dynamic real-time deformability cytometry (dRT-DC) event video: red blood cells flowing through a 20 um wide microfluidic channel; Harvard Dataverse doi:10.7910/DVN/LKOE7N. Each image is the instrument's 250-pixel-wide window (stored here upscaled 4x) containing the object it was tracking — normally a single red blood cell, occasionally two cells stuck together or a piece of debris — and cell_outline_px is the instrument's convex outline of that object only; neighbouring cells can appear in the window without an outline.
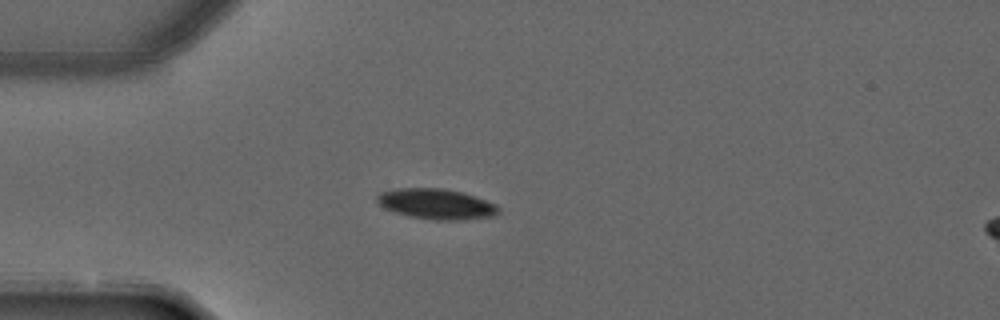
{"species": "common noctule bat (a hibernating species)", "species_latin": "Nyctalus noctula", "temperature_condition": "warm", "stored_images_in_passage": 3, "camera_frame_rate_fps": 3000, "um_per_image_px": 0.085, "animal": {"sex": "male", "forearm_length_mm": 52.5}, "frame": {"image": 1, "passage_image": 3, "time_ms": 0.667, "image_size_px": [1000, 320], "cell_outline_px": [[500, 212], [492, 216], [464, 220], [436, 220], [408, 216], [384, 208], [376, 200], [376, 196], [380, 192], [400, 188], [444, 188], [464, 192], [476, 196], [496, 204], [500, 208]], "centroid_in_image_um": [37.12, 17.33], "position_along_channel_um": 47.9, "area_um2": 21.68}}